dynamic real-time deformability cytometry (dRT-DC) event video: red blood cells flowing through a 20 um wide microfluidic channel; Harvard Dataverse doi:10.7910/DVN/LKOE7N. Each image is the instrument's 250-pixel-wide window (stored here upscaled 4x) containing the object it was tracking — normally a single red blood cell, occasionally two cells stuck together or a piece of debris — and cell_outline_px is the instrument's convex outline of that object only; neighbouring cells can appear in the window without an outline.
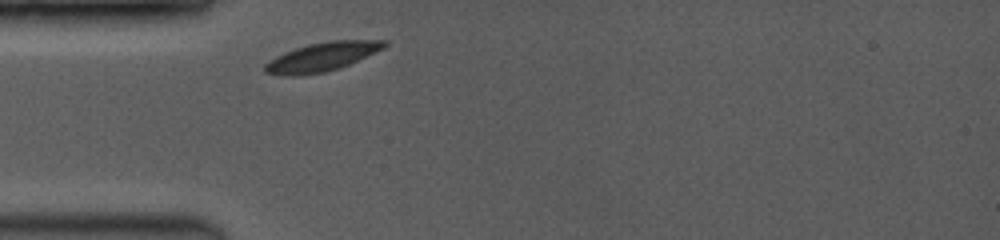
{"species": "common noctule bat (a hibernating species)", "species_latin": "Nyctalus noctula", "temperature_condition": "room temperature", "stored_images_in_passage": 4, "camera_frame_rate_fps": 3500, "um_per_image_px": 0.085, "animal": {"sex": "female", "body_mass_g": 19.0, "forearm_length_mm": 53.3}, "frame": {"image": 1, "passage_image": 1, "time_ms": 0.0, "image_size_px": [1000, 240], "cell_outline_px": [[388, 44], [384, 48], [348, 64], [324, 72], [300, 76], [284, 76], [264, 72], [264, 64], [268, 60], [284, 52], [308, 44], [328, 40], [388, 40]], "centroid_in_image_um": [27.33, 4.83], "position_along_channel_um": 57.7, "area_um2": 20.0}}
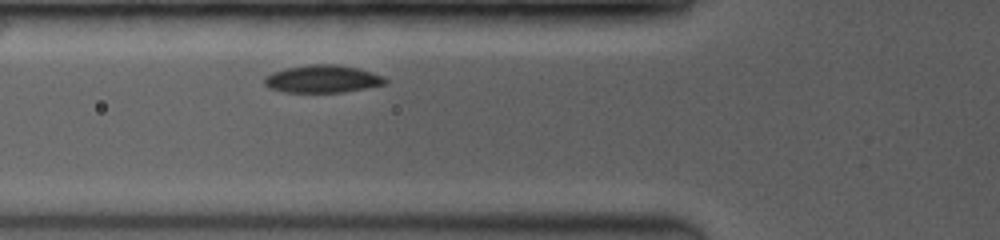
{"frame": {"image": 2, "passage_image": 4, "time_ms": 1.143, "image_size_px": [1000, 240], "cell_outline_px": [[388, 80], [384, 84], [344, 92], [284, 92], [268, 88], [264, 84], [264, 76], [272, 72], [288, 68], [312, 64], [336, 64], [356, 68], [372, 72]], "centroid_in_image_um": [27.36, 6.71], "position_along_channel_um": 98.4, "area_um2": 19.25}}